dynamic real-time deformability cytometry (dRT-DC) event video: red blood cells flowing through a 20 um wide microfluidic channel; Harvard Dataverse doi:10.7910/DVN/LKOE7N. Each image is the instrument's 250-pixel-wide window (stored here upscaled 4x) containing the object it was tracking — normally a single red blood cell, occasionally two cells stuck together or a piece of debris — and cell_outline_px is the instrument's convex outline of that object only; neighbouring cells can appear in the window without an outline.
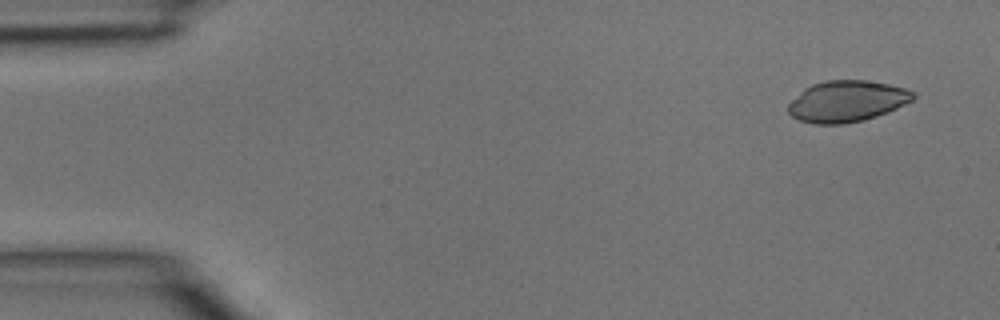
{"species": "common noctule bat (a hibernating species)", "species_latin": "Nyctalus noctula", "temperature_condition": "room temperature", "stored_images_in_passage": 4, "camera_frame_rate_fps": 3000, "um_per_image_px": 0.085, "animal": {"sex": "male", "body_mass_g": 15.6}, "frame": {"image": 1, "passage_image": 1, "time_ms": 0.0, "image_size_px": [1000, 320], "cell_outline_px": [[916, 96], [912, 100], [896, 108], [876, 116], [864, 120], [844, 124], [812, 124], [800, 120], [792, 116], [788, 112], [788, 104], [804, 88], [812, 84], [824, 80], [864, 80], [888, 84], [904, 88], [912, 92]], "centroid_in_image_um": [71.95, 8.61], "position_along_channel_um": 13.0, "area_um2": 29.88}}